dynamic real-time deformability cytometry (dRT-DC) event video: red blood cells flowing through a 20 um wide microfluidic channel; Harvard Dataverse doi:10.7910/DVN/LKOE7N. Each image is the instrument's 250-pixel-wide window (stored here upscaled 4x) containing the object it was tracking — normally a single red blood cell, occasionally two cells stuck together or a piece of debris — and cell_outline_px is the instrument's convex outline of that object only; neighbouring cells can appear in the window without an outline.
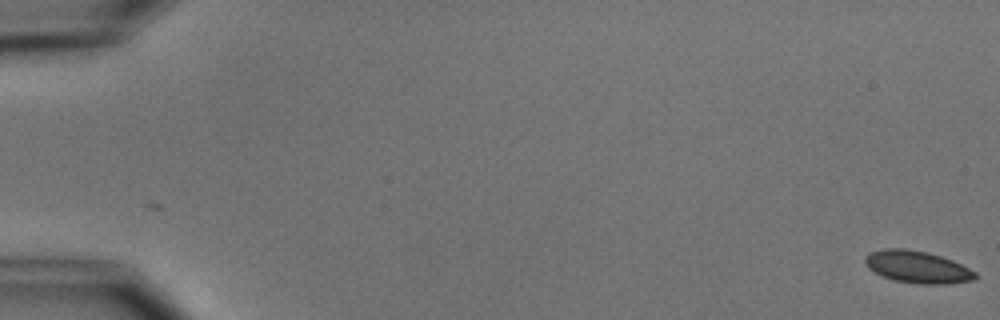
{"species": "common noctule bat (a hibernating species)", "species_latin": "Nyctalus noctula", "temperature_condition": "cold", "stored_images_in_passage": 2, "camera_frame_rate_fps": 3000, "um_per_image_px": 0.085, "animal": {"sex": "male", "body_mass_g": 15.6}, "frame": {"image": 1, "passage_image": 2, "time_ms": 1.0, "image_size_px": [1000, 320], "cell_outline_px": [[976, 276], [972, 280], [944, 284], [920, 284], [896, 280], [884, 276], [868, 268], [864, 264], [864, 256], [868, 252], [884, 248], [904, 248], [928, 252], [952, 260], [976, 272]], "centroid_in_image_um": [77.92, 22.67], "position_along_channel_um": 7.1, "area_um2": 20.52}}